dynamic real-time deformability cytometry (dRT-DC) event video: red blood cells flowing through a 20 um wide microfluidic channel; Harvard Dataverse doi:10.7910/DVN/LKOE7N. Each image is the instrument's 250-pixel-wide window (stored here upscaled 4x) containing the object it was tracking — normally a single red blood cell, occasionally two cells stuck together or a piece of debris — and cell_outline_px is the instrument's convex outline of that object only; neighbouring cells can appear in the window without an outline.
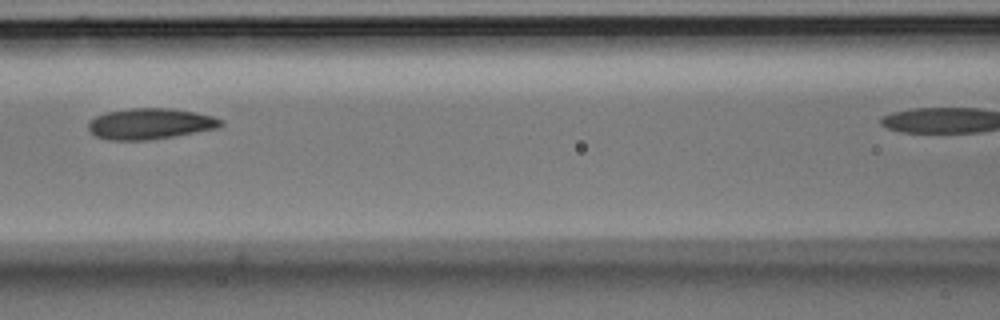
{"species": "Egyptian fruit bat (a non-hibernating species)", "species_latin": "Rousettus aegyptiacus", "temperature_condition": "room temperature", "stored_images_in_passage": 7, "camera_frame_rate_fps": 3000, "um_per_image_px": 0.085, "animal": {"sex": "male"}, "frame": {"image": 1, "passage_image": 4, "time_ms": 1.0, "image_size_px": [1000, 320], "cell_outline_px": [[224, 124], [220, 128], [148, 140], [108, 140], [96, 136], [88, 132], [88, 120], [96, 116], [108, 112], [132, 108], [172, 108], [196, 112], [212, 116], [224, 120]], "centroid_in_image_um": [12.77, 10.52], "position_along_channel_um": 153.8, "area_um2": 24.04}}
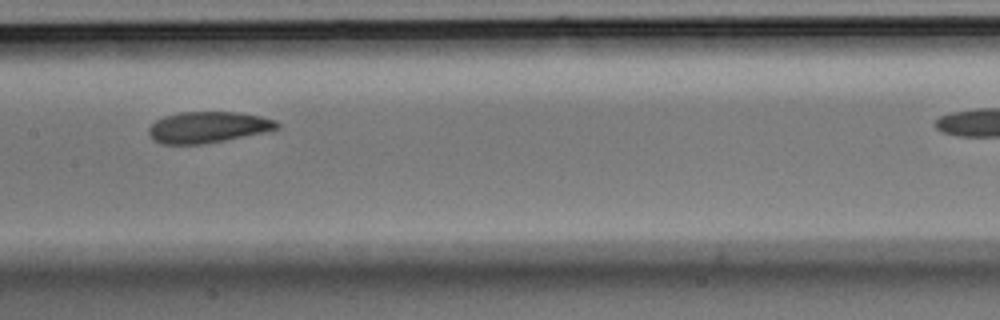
{"frame": {"image": 2, "passage_image": 5, "time_ms": 1.333, "image_size_px": [1000, 320], "cell_outline_px": [[280, 128], [264, 132], [224, 140], [200, 144], [160, 144], [152, 140], [148, 136], [148, 128], [156, 120], [164, 116], [180, 112], [236, 112], [260, 116], [276, 120], [280, 124]], "centroid_in_image_um": [17.64, 10.81], "position_along_channel_um": 189.8, "area_um2": 23.35}}
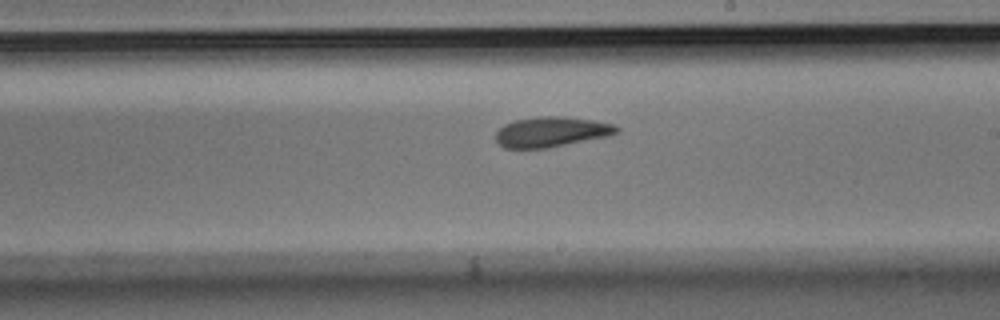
{"frame": {"image": 3, "passage_image": 7, "time_ms": 2.0, "image_size_px": [1000, 320], "cell_outline_px": [[620, 132], [608, 136], [548, 148], [504, 148], [496, 140], [496, 132], [504, 124], [516, 120], [544, 116], [564, 116], [596, 120], [612, 124], [620, 128]], "centroid_in_image_um": [46.9, 11.21], "position_along_channel_um": 242.1, "area_um2": 21.27}}